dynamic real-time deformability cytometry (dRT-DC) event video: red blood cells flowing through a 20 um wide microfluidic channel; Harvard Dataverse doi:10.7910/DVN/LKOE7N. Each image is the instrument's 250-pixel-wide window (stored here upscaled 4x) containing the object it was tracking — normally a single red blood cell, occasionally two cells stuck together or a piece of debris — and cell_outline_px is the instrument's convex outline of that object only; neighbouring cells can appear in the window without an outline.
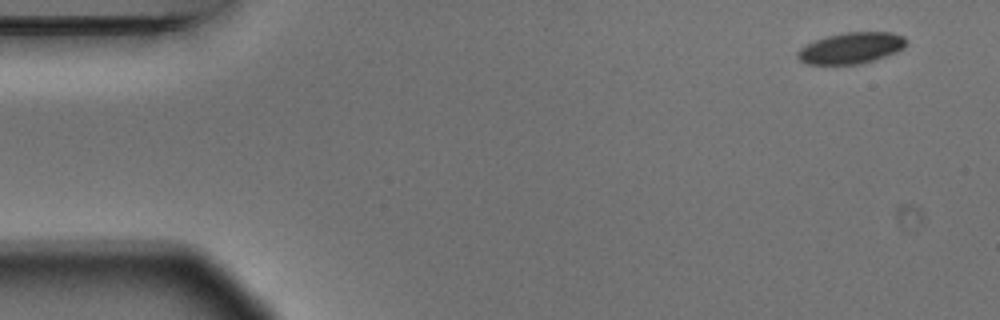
{"species": "Egyptian fruit bat (a non-hibernating species)", "species_latin": "Rousettus aegyptiacus", "temperature_condition": "warm", "stored_images_in_passage": 6, "camera_frame_rate_fps": 3000, "um_per_image_px": 0.085, "animal": {"sex": "male"}, "frame": {"image": 1, "passage_image": 1, "time_ms": 0.0, "image_size_px": [1000, 320], "cell_outline_px": [[908, 44], [904, 48], [896, 52], [860, 64], [808, 64], [800, 60], [796, 56], [796, 52], [800, 48], [816, 40], [828, 36], [844, 32], [892, 32], [904, 36], [908, 40]], "centroid_in_image_um": [72.38, 4.07], "position_along_channel_um": 12.6, "area_um2": 19.71}}
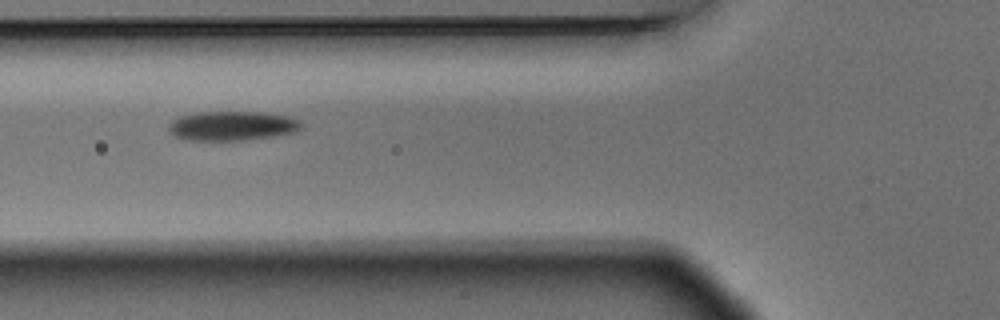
{"frame": {"image": 2, "passage_image": 5, "time_ms": 1.333, "image_size_px": [1000, 320], "cell_outline_px": [[300, 128], [292, 132], [272, 136], [244, 140], [188, 140], [176, 136], [168, 128], [168, 124], [172, 120], [180, 116], [200, 112], [264, 112], [288, 116], [300, 120]], "centroid_in_image_um": [19.71, 10.69], "position_along_channel_um": 106.1, "area_um2": 22.43}}
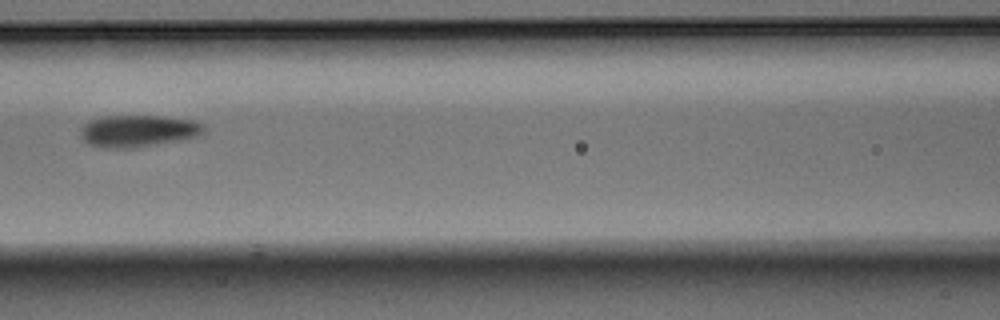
{"frame": {"image": 3, "passage_image": 6, "time_ms": 1.667, "image_size_px": [1000, 320], "cell_outline_px": [[204, 132], [188, 140], [136, 148], [100, 148], [88, 144], [80, 136], [80, 128], [84, 124], [92, 120], [108, 116], [164, 116], [192, 120], [204, 124]], "centroid_in_image_um": [11.77, 11.15], "position_along_channel_um": 154.8, "area_um2": 23.35}}